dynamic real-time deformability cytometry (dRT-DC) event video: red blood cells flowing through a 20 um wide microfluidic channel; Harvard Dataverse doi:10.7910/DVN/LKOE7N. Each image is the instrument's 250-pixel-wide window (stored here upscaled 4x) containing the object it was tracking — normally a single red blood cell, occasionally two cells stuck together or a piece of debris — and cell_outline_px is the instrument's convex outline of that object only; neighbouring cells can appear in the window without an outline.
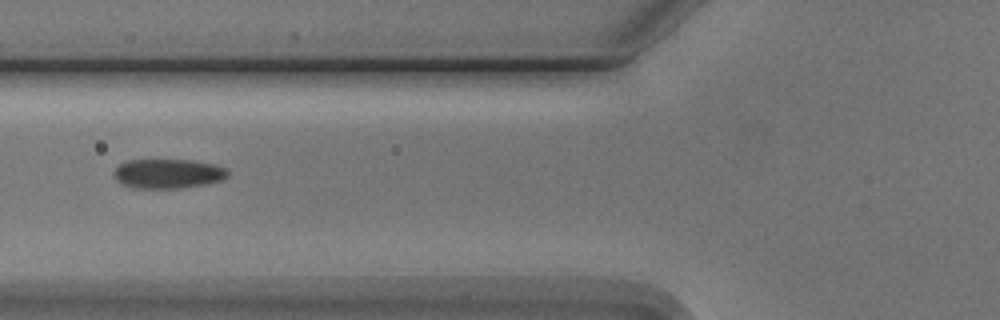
{"species": "Egyptian fruit bat (a non-hibernating species)", "species_latin": "Rousettus aegyptiacus", "temperature_condition": "cold", "stored_images_in_passage": 9, "camera_frame_rate_fps": 3000, "um_per_image_px": 0.085, "animal": {"sex": "male"}, "frame": {"image": 1, "passage_image": 6, "time_ms": 6.0, "image_size_px": [1000, 320], "cell_outline_px": [[228, 176], [220, 180], [208, 184], [180, 188], [132, 188], [120, 184], [116, 180], [112, 172], [120, 164], [128, 160], [192, 160], [212, 164], [224, 168], [228, 172]], "centroid_in_image_um": [14.23, 14.77], "position_along_channel_um": 111.6, "area_um2": 19.59}}
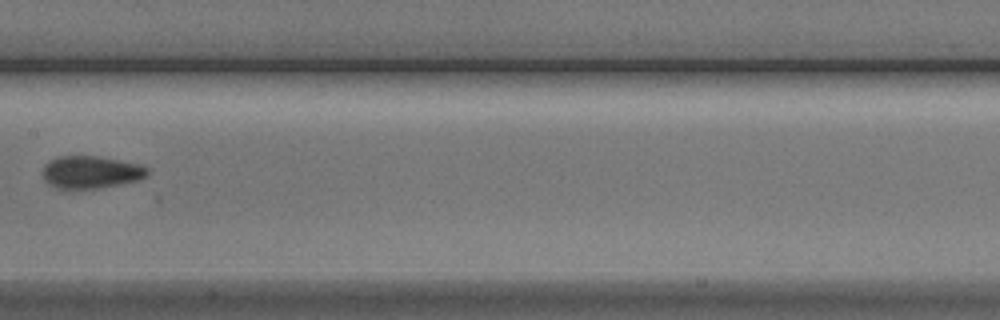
{"frame": {"image": 2, "passage_image": 8, "time_ms": 8.333, "image_size_px": [1000, 320], "cell_outline_px": [[148, 176], [140, 180], [100, 188], [56, 188], [48, 184], [44, 180], [44, 164], [60, 156], [96, 156], [140, 164], [148, 168]], "centroid_in_image_um": [7.76, 14.64], "position_along_channel_um": 199.6, "area_um2": 19.71}}
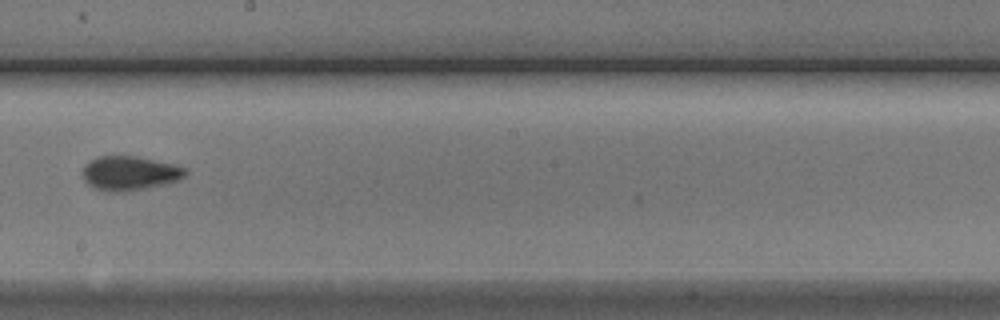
{"frame": {"image": 3, "passage_image": 9, "time_ms": 9.333, "image_size_px": [1000, 320], "cell_outline_px": [[188, 172], [180, 180], [168, 184], [128, 192], [108, 192], [92, 188], [84, 180], [80, 172], [84, 164], [96, 156], [136, 156], [176, 164], [188, 168]], "centroid_in_image_um": [11.02, 14.73], "position_along_channel_um": 237.2, "area_um2": 21.27}}